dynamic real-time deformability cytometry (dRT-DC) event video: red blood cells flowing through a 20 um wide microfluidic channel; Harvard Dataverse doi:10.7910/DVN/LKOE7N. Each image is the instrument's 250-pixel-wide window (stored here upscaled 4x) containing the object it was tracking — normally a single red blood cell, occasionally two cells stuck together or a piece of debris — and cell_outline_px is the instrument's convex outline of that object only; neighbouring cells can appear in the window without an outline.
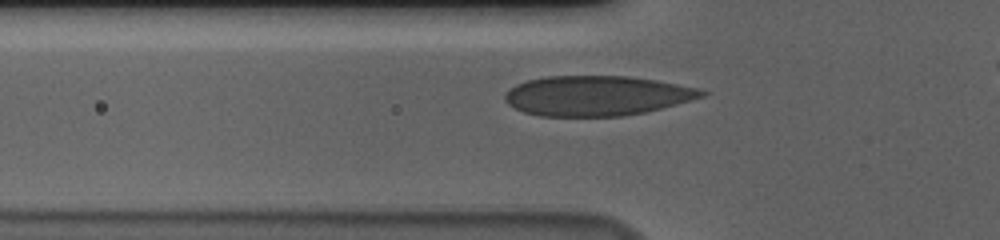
{"species": "human", "species_latin": "Homo sapiens", "temperature_condition": "cold", "stored_images_in_passage": 38, "camera_frame_rate_fps": 3000, "um_per_image_px": 0.085, "donor": {"sex": "male"}, "frame": {"image": 1, "passage_image": 9, "time_ms": 2.667, "image_size_px": [1000, 240], "cell_outline_px": [[708, 92], [704, 96], [676, 104], [644, 112], [624, 116], [540, 116], [524, 112], [508, 104], [504, 100], [504, 92], [516, 84], [528, 80], [544, 76], [628, 76], [656, 80], [696, 88]], "centroid_in_image_um": [50.67, 8.13], "position_along_channel_um": 75.1, "area_um2": 45.66}}
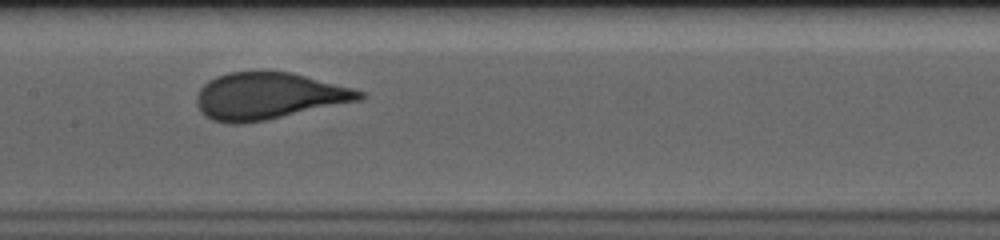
{"frame": {"image": 2, "passage_image": 18, "time_ms": 5.667, "image_size_px": [1000, 240], "cell_outline_px": [[368, 96], [360, 100], [264, 120], [240, 124], [228, 124], [212, 120], [200, 112], [196, 104], [196, 96], [200, 88], [208, 80], [216, 76], [228, 72], [292, 72], [352, 88], [364, 92]], "centroid_in_image_um": [22.78, 8.16], "position_along_channel_um": 184.6, "area_um2": 44.22}}
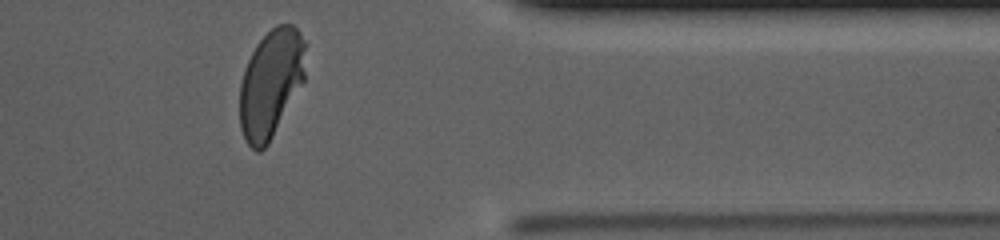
{"frame": {"image": 3, "passage_image": 36, "time_ms": 11.667, "image_size_px": [1000, 240], "cell_outline_px": [[308, 44], [304, 80], [268, 144], [260, 152], [256, 152], [244, 140], [240, 128], [240, 84], [244, 68], [256, 44], [276, 24], [292, 24], [300, 32]], "centroid_in_image_um": [23.04, 7.06], "position_along_channel_um": 388.4, "area_um2": 41.85}, "authors_computed_cell_mechanics": {"area_um2": 43.5812, "velocity_mm_per_s": 3.6266, "shape_relaxation_time_tau1_ms": 4.3616, "shape_relaxation_time_tau2_ms": null, "deformation_change_tau1": 0.1895, "deformation_change_tau2": null}}